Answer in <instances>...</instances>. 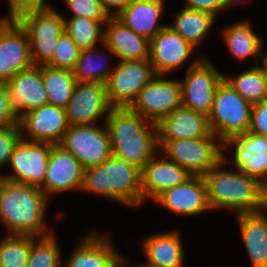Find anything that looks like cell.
Listing matches in <instances>:
<instances>
[{
  "mask_svg": "<svg viewBox=\"0 0 267 267\" xmlns=\"http://www.w3.org/2000/svg\"><path fill=\"white\" fill-rule=\"evenodd\" d=\"M81 190L108 197L124 205L143 202L141 169L115 156L84 169Z\"/></svg>",
  "mask_w": 267,
  "mask_h": 267,
  "instance_id": "4",
  "label": "cell"
},
{
  "mask_svg": "<svg viewBox=\"0 0 267 267\" xmlns=\"http://www.w3.org/2000/svg\"><path fill=\"white\" fill-rule=\"evenodd\" d=\"M106 126L113 156L139 169L159 148L156 123L129 108H112L106 116Z\"/></svg>",
  "mask_w": 267,
  "mask_h": 267,
  "instance_id": "1",
  "label": "cell"
},
{
  "mask_svg": "<svg viewBox=\"0 0 267 267\" xmlns=\"http://www.w3.org/2000/svg\"><path fill=\"white\" fill-rule=\"evenodd\" d=\"M248 132L267 137V99L252 105L250 127Z\"/></svg>",
  "mask_w": 267,
  "mask_h": 267,
  "instance_id": "41",
  "label": "cell"
},
{
  "mask_svg": "<svg viewBox=\"0 0 267 267\" xmlns=\"http://www.w3.org/2000/svg\"><path fill=\"white\" fill-rule=\"evenodd\" d=\"M20 125L0 130V167L8 165L15 146L23 137Z\"/></svg>",
  "mask_w": 267,
  "mask_h": 267,
  "instance_id": "38",
  "label": "cell"
},
{
  "mask_svg": "<svg viewBox=\"0 0 267 267\" xmlns=\"http://www.w3.org/2000/svg\"><path fill=\"white\" fill-rule=\"evenodd\" d=\"M108 238L91 232L75 248L64 267H120L121 256Z\"/></svg>",
  "mask_w": 267,
  "mask_h": 267,
  "instance_id": "24",
  "label": "cell"
},
{
  "mask_svg": "<svg viewBox=\"0 0 267 267\" xmlns=\"http://www.w3.org/2000/svg\"><path fill=\"white\" fill-rule=\"evenodd\" d=\"M95 52V47L80 51L79 59L73 70L77 82H97L106 84L108 81L113 70H110L106 63H102V59H98L97 56L94 55ZM93 55L97 58L96 61H98V65L93 63Z\"/></svg>",
  "mask_w": 267,
  "mask_h": 267,
  "instance_id": "34",
  "label": "cell"
},
{
  "mask_svg": "<svg viewBox=\"0 0 267 267\" xmlns=\"http://www.w3.org/2000/svg\"><path fill=\"white\" fill-rule=\"evenodd\" d=\"M154 201L187 217L210 210L203 176H192L185 183L163 191Z\"/></svg>",
  "mask_w": 267,
  "mask_h": 267,
  "instance_id": "20",
  "label": "cell"
},
{
  "mask_svg": "<svg viewBox=\"0 0 267 267\" xmlns=\"http://www.w3.org/2000/svg\"><path fill=\"white\" fill-rule=\"evenodd\" d=\"M156 76L149 60L119 61L105 84L110 105L128 108Z\"/></svg>",
  "mask_w": 267,
  "mask_h": 267,
  "instance_id": "9",
  "label": "cell"
},
{
  "mask_svg": "<svg viewBox=\"0 0 267 267\" xmlns=\"http://www.w3.org/2000/svg\"><path fill=\"white\" fill-rule=\"evenodd\" d=\"M73 12L72 17H87L99 22H107L111 15L103 7L100 0H65Z\"/></svg>",
  "mask_w": 267,
  "mask_h": 267,
  "instance_id": "37",
  "label": "cell"
},
{
  "mask_svg": "<svg viewBox=\"0 0 267 267\" xmlns=\"http://www.w3.org/2000/svg\"><path fill=\"white\" fill-rule=\"evenodd\" d=\"M7 85L9 107L19 119L26 112L49 104L41 65H33L19 72Z\"/></svg>",
  "mask_w": 267,
  "mask_h": 267,
  "instance_id": "17",
  "label": "cell"
},
{
  "mask_svg": "<svg viewBox=\"0 0 267 267\" xmlns=\"http://www.w3.org/2000/svg\"><path fill=\"white\" fill-rule=\"evenodd\" d=\"M162 77L157 75L152 79L128 107L132 112L155 123L182 105L180 81Z\"/></svg>",
  "mask_w": 267,
  "mask_h": 267,
  "instance_id": "10",
  "label": "cell"
},
{
  "mask_svg": "<svg viewBox=\"0 0 267 267\" xmlns=\"http://www.w3.org/2000/svg\"><path fill=\"white\" fill-rule=\"evenodd\" d=\"M38 238L32 241L27 267H58L60 251L54 234Z\"/></svg>",
  "mask_w": 267,
  "mask_h": 267,
  "instance_id": "35",
  "label": "cell"
},
{
  "mask_svg": "<svg viewBox=\"0 0 267 267\" xmlns=\"http://www.w3.org/2000/svg\"><path fill=\"white\" fill-rule=\"evenodd\" d=\"M80 51L78 45L64 31L58 39L52 59L46 65L73 71L79 59Z\"/></svg>",
  "mask_w": 267,
  "mask_h": 267,
  "instance_id": "36",
  "label": "cell"
},
{
  "mask_svg": "<svg viewBox=\"0 0 267 267\" xmlns=\"http://www.w3.org/2000/svg\"><path fill=\"white\" fill-rule=\"evenodd\" d=\"M19 124V118L9 107L8 85L0 82V130Z\"/></svg>",
  "mask_w": 267,
  "mask_h": 267,
  "instance_id": "40",
  "label": "cell"
},
{
  "mask_svg": "<svg viewBox=\"0 0 267 267\" xmlns=\"http://www.w3.org/2000/svg\"><path fill=\"white\" fill-rule=\"evenodd\" d=\"M187 6L184 8L203 11L216 17L218 11L224 9V0H185Z\"/></svg>",
  "mask_w": 267,
  "mask_h": 267,
  "instance_id": "42",
  "label": "cell"
},
{
  "mask_svg": "<svg viewBox=\"0 0 267 267\" xmlns=\"http://www.w3.org/2000/svg\"><path fill=\"white\" fill-rule=\"evenodd\" d=\"M110 105L106 85L97 82H76L72 97L65 108L69 126L93 125Z\"/></svg>",
  "mask_w": 267,
  "mask_h": 267,
  "instance_id": "14",
  "label": "cell"
},
{
  "mask_svg": "<svg viewBox=\"0 0 267 267\" xmlns=\"http://www.w3.org/2000/svg\"><path fill=\"white\" fill-rule=\"evenodd\" d=\"M260 58L262 59L263 62L262 63L263 65L260 67L263 70L264 76L267 78V54L264 55L263 53H261Z\"/></svg>",
  "mask_w": 267,
  "mask_h": 267,
  "instance_id": "44",
  "label": "cell"
},
{
  "mask_svg": "<svg viewBox=\"0 0 267 267\" xmlns=\"http://www.w3.org/2000/svg\"><path fill=\"white\" fill-rule=\"evenodd\" d=\"M251 110L252 105L232 89L225 80L220 83L212 111L208 116L210 130L219 138V143L248 132Z\"/></svg>",
  "mask_w": 267,
  "mask_h": 267,
  "instance_id": "5",
  "label": "cell"
},
{
  "mask_svg": "<svg viewBox=\"0 0 267 267\" xmlns=\"http://www.w3.org/2000/svg\"><path fill=\"white\" fill-rule=\"evenodd\" d=\"M19 125L31 136L30 142L52 145H59L69 128L65 109L50 104L26 112Z\"/></svg>",
  "mask_w": 267,
  "mask_h": 267,
  "instance_id": "15",
  "label": "cell"
},
{
  "mask_svg": "<svg viewBox=\"0 0 267 267\" xmlns=\"http://www.w3.org/2000/svg\"><path fill=\"white\" fill-rule=\"evenodd\" d=\"M9 18H1L0 21H18L23 16L37 10L49 8L45 0H8Z\"/></svg>",
  "mask_w": 267,
  "mask_h": 267,
  "instance_id": "39",
  "label": "cell"
},
{
  "mask_svg": "<svg viewBox=\"0 0 267 267\" xmlns=\"http://www.w3.org/2000/svg\"><path fill=\"white\" fill-rule=\"evenodd\" d=\"M225 160L222 152V160L203 176L210 209L230 208L238 215L257 213L267 208L262 184L239 170H222Z\"/></svg>",
  "mask_w": 267,
  "mask_h": 267,
  "instance_id": "3",
  "label": "cell"
},
{
  "mask_svg": "<svg viewBox=\"0 0 267 267\" xmlns=\"http://www.w3.org/2000/svg\"><path fill=\"white\" fill-rule=\"evenodd\" d=\"M195 49L187 40L166 26L150 40L149 61L157 75L179 68Z\"/></svg>",
  "mask_w": 267,
  "mask_h": 267,
  "instance_id": "19",
  "label": "cell"
},
{
  "mask_svg": "<svg viewBox=\"0 0 267 267\" xmlns=\"http://www.w3.org/2000/svg\"><path fill=\"white\" fill-rule=\"evenodd\" d=\"M104 30L103 45L119 61L149 60L150 41L127 27L117 16H111Z\"/></svg>",
  "mask_w": 267,
  "mask_h": 267,
  "instance_id": "21",
  "label": "cell"
},
{
  "mask_svg": "<svg viewBox=\"0 0 267 267\" xmlns=\"http://www.w3.org/2000/svg\"><path fill=\"white\" fill-rule=\"evenodd\" d=\"M154 155L141 169L143 201L155 199L163 191L185 183L193 175L171 160H157Z\"/></svg>",
  "mask_w": 267,
  "mask_h": 267,
  "instance_id": "23",
  "label": "cell"
},
{
  "mask_svg": "<svg viewBox=\"0 0 267 267\" xmlns=\"http://www.w3.org/2000/svg\"><path fill=\"white\" fill-rule=\"evenodd\" d=\"M87 17H71L64 20V27L70 38L81 50L96 47L97 41L104 42L103 24Z\"/></svg>",
  "mask_w": 267,
  "mask_h": 267,
  "instance_id": "32",
  "label": "cell"
},
{
  "mask_svg": "<svg viewBox=\"0 0 267 267\" xmlns=\"http://www.w3.org/2000/svg\"><path fill=\"white\" fill-rule=\"evenodd\" d=\"M84 168L80 161L61 145H53L50 150L46 177L40 189L47 195L81 189Z\"/></svg>",
  "mask_w": 267,
  "mask_h": 267,
  "instance_id": "18",
  "label": "cell"
},
{
  "mask_svg": "<svg viewBox=\"0 0 267 267\" xmlns=\"http://www.w3.org/2000/svg\"><path fill=\"white\" fill-rule=\"evenodd\" d=\"M237 0H224V8H226L229 5H234Z\"/></svg>",
  "mask_w": 267,
  "mask_h": 267,
  "instance_id": "45",
  "label": "cell"
},
{
  "mask_svg": "<svg viewBox=\"0 0 267 267\" xmlns=\"http://www.w3.org/2000/svg\"><path fill=\"white\" fill-rule=\"evenodd\" d=\"M157 140L216 137L210 130L208 117L184 106L175 109L156 123Z\"/></svg>",
  "mask_w": 267,
  "mask_h": 267,
  "instance_id": "22",
  "label": "cell"
},
{
  "mask_svg": "<svg viewBox=\"0 0 267 267\" xmlns=\"http://www.w3.org/2000/svg\"><path fill=\"white\" fill-rule=\"evenodd\" d=\"M241 235L252 267H267V216L264 211L238 214Z\"/></svg>",
  "mask_w": 267,
  "mask_h": 267,
  "instance_id": "26",
  "label": "cell"
},
{
  "mask_svg": "<svg viewBox=\"0 0 267 267\" xmlns=\"http://www.w3.org/2000/svg\"><path fill=\"white\" fill-rule=\"evenodd\" d=\"M34 236L8 234L0 243V267H27Z\"/></svg>",
  "mask_w": 267,
  "mask_h": 267,
  "instance_id": "33",
  "label": "cell"
},
{
  "mask_svg": "<svg viewBox=\"0 0 267 267\" xmlns=\"http://www.w3.org/2000/svg\"><path fill=\"white\" fill-rule=\"evenodd\" d=\"M224 80L251 105L267 99V78L258 65L245 70L235 78L224 76Z\"/></svg>",
  "mask_w": 267,
  "mask_h": 267,
  "instance_id": "31",
  "label": "cell"
},
{
  "mask_svg": "<svg viewBox=\"0 0 267 267\" xmlns=\"http://www.w3.org/2000/svg\"><path fill=\"white\" fill-rule=\"evenodd\" d=\"M214 21L215 16L210 13L183 8L170 27L196 48Z\"/></svg>",
  "mask_w": 267,
  "mask_h": 267,
  "instance_id": "30",
  "label": "cell"
},
{
  "mask_svg": "<svg viewBox=\"0 0 267 267\" xmlns=\"http://www.w3.org/2000/svg\"><path fill=\"white\" fill-rule=\"evenodd\" d=\"M41 74L47 91L48 103L65 109L77 82L74 72L68 69L41 65Z\"/></svg>",
  "mask_w": 267,
  "mask_h": 267,
  "instance_id": "29",
  "label": "cell"
},
{
  "mask_svg": "<svg viewBox=\"0 0 267 267\" xmlns=\"http://www.w3.org/2000/svg\"><path fill=\"white\" fill-rule=\"evenodd\" d=\"M179 231L149 236L143 243L147 265L151 267H182L184 250Z\"/></svg>",
  "mask_w": 267,
  "mask_h": 267,
  "instance_id": "27",
  "label": "cell"
},
{
  "mask_svg": "<svg viewBox=\"0 0 267 267\" xmlns=\"http://www.w3.org/2000/svg\"><path fill=\"white\" fill-rule=\"evenodd\" d=\"M64 20L62 15L49 7L17 21L28 35L34 65H46L52 59L58 39L65 31Z\"/></svg>",
  "mask_w": 267,
  "mask_h": 267,
  "instance_id": "7",
  "label": "cell"
},
{
  "mask_svg": "<svg viewBox=\"0 0 267 267\" xmlns=\"http://www.w3.org/2000/svg\"><path fill=\"white\" fill-rule=\"evenodd\" d=\"M262 187H263L264 195H265V197L267 198V180H266V182L262 185Z\"/></svg>",
  "mask_w": 267,
  "mask_h": 267,
  "instance_id": "47",
  "label": "cell"
},
{
  "mask_svg": "<svg viewBox=\"0 0 267 267\" xmlns=\"http://www.w3.org/2000/svg\"><path fill=\"white\" fill-rule=\"evenodd\" d=\"M52 146L50 143L30 142L22 137L9 162L14 172L6 175L5 180L41 187Z\"/></svg>",
  "mask_w": 267,
  "mask_h": 267,
  "instance_id": "12",
  "label": "cell"
},
{
  "mask_svg": "<svg viewBox=\"0 0 267 267\" xmlns=\"http://www.w3.org/2000/svg\"><path fill=\"white\" fill-rule=\"evenodd\" d=\"M163 2V0H131L117 17L135 33L150 41L165 27L157 24L164 8Z\"/></svg>",
  "mask_w": 267,
  "mask_h": 267,
  "instance_id": "25",
  "label": "cell"
},
{
  "mask_svg": "<svg viewBox=\"0 0 267 267\" xmlns=\"http://www.w3.org/2000/svg\"><path fill=\"white\" fill-rule=\"evenodd\" d=\"M4 181H5V176L0 175V190H1V187L4 183Z\"/></svg>",
  "mask_w": 267,
  "mask_h": 267,
  "instance_id": "48",
  "label": "cell"
},
{
  "mask_svg": "<svg viewBox=\"0 0 267 267\" xmlns=\"http://www.w3.org/2000/svg\"><path fill=\"white\" fill-rule=\"evenodd\" d=\"M217 137L157 140L166 158L185 168L193 176H204L222 160V143Z\"/></svg>",
  "mask_w": 267,
  "mask_h": 267,
  "instance_id": "6",
  "label": "cell"
},
{
  "mask_svg": "<svg viewBox=\"0 0 267 267\" xmlns=\"http://www.w3.org/2000/svg\"><path fill=\"white\" fill-rule=\"evenodd\" d=\"M233 145L237 170L263 185L267 180V137L251 132L241 133L226 139L222 143V150L230 149ZM259 177L264 178L259 180Z\"/></svg>",
  "mask_w": 267,
  "mask_h": 267,
  "instance_id": "16",
  "label": "cell"
},
{
  "mask_svg": "<svg viewBox=\"0 0 267 267\" xmlns=\"http://www.w3.org/2000/svg\"><path fill=\"white\" fill-rule=\"evenodd\" d=\"M47 198L40 187L5 180L0 190V220L8 234L36 238L52 234L46 232L44 220Z\"/></svg>",
  "mask_w": 267,
  "mask_h": 267,
  "instance_id": "2",
  "label": "cell"
},
{
  "mask_svg": "<svg viewBox=\"0 0 267 267\" xmlns=\"http://www.w3.org/2000/svg\"><path fill=\"white\" fill-rule=\"evenodd\" d=\"M59 145L74 155L84 169L100 165L113 155L107 126H69Z\"/></svg>",
  "mask_w": 267,
  "mask_h": 267,
  "instance_id": "11",
  "label": "cell"
},
{
  "mask_svg": "<svg viewBox=\"0 0 267 267\" xmlns=\"http://www.w3.org/2000/svg\"><path fill=\"white\" fill-rule=\"evenodd\" d=\"M224 75L206 57L193 61L181 83L182 106L206 115L212 111L217 87Z\"/></svg>",
  "mask_w": 267,
  "mask_h": 267,
  "instance_id": "8",
  "label": "cell"
},
{
  "mask_svg": "<svg viewBox=\"0 0 267 267\" xmlns=\"http://www.w3.org/2000/svg\"><path fill=\"white\" fill-rule=\"evenodd\" d=\"M125 261H126V260H124L123 257H122V258H121V262H120V267H125V266L123 265V263H126ZM138 267H151V266H149V265H147V264H143V265H140V266H138Z\"/></svg>",
  "mask_w": 267,
  "mask_h": 267,
  "instance_id": "46",
  "label": "cell"
},
{
  "mask_svg": "<svg viewBox=\"0 0 267 267\" xmlns=\"http://www.w3.org/2000/svg\"><path fill=\"white\" fill-rule=\"evenodd\" d=\"M33 65L26 31L17 21H0V82Z\"/></svg>",
  "mask_w": 267,
  "mask_h": 267,
  "instance_id": "13",
  "label": "cell"
},
{
  "mask_svg": "<svg viewBox=\"0 0 267 267\" xmlns=\"http://www.w3.org/2000/svg\"><path fill=\"white\" fill-rule=\"evenodd\" d=\"M105 10L112 16L110 8L115 7L113 16H118L131 2V0H100Z\"/></svg>",
  "mask_w": 267,
  "mask_h": 267,
  "instance_id": "43",
  "label": "cell"
},
{
  "mask_svg": "<svg viewBox=\"0 0 267 267\" xmlns=\"http://www.w3.org/2000/svg\"><path fill=\"white\" fill-rule=\"evenodd\" d=\"M222 32L232 55L240 60L255 55L254 63L256 65L258 64L259 59L257 57L262 53L260 52L262 40L254 33L248 21L240 22L229 27L227 26Z\"/></svg>",
  "mask_w": 267,
  "mask_h": 267,
  "instance_id": "28",
  "label": "cell"
}]
</instances>
